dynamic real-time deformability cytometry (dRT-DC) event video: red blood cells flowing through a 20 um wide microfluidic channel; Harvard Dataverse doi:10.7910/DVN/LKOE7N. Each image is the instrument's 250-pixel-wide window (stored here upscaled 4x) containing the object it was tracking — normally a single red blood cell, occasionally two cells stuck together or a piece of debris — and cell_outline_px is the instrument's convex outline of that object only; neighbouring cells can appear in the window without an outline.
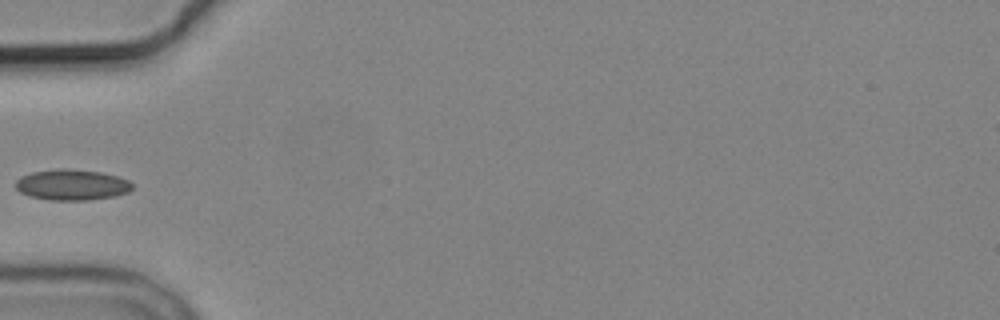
{"species": "common noctule bat (a hibernating species)", "species_latin": "Nyctalus noctula", "temperature_condition": "cold", "stored_images_in_passage": 5, "camera_frame_rate_fps": 3000, "um_per_image_px": 0.085, "animal": {"sex": "male", "body_mass_g": 19.2, "forearm_length_mm": 51.8}, "frame": {"image": 1, "passage_image": 5, "time_ms": 4.667, "image_size_px": [1000, 320], "cell_outline_px": [[132, 188], [128, 192], [116, 196], [88, 200], [48, 200], [28, 196], [20, 192], [16, 188], [16, 180], [20, 176], [32, 172], [60, 168], [64, 168], [100, 172], [116, 176], [128, 180], [132, 184]], "centroid_in_image_um": [6.08, 15.71], "position_along_channel_um": 78.9, "area_um2": 20.98}}